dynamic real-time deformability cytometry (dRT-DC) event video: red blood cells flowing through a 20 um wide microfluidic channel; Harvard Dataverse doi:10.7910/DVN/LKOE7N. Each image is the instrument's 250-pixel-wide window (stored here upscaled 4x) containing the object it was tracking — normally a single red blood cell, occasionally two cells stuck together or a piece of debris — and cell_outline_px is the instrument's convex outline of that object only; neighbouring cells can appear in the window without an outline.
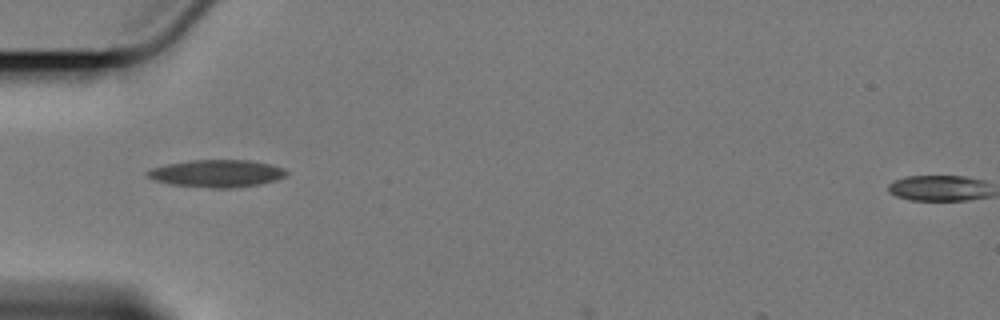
{"species": "Egyptian fruit bat (a non-hibernating species)", "species_latin": "Rousettus aegyptiacus", "temperature_condition": "cold", "stored_images_in_passage": 22, "camera_frame_rate_fps": 3000, "um_per_image_px": 0.085, "animal": {"sex": "female"}, "frame": {"image": 1, "passage_image": 1, "time_ms": 0.0, "image_size_px": [1000, 320], "cell_outline_px": [[288, 172], [284, 176], [260, 184], [232, 188], [212, 188], [172, 184], [156, 180], [148, 176], [144, 172], [152, 168], [168, 164], [192, 160], [252, 160], [284, 168]], "centroid_in_image_um": [18.42, 14.74], "position_along_channel_um": 66.6, "area_um2": 21.85}}